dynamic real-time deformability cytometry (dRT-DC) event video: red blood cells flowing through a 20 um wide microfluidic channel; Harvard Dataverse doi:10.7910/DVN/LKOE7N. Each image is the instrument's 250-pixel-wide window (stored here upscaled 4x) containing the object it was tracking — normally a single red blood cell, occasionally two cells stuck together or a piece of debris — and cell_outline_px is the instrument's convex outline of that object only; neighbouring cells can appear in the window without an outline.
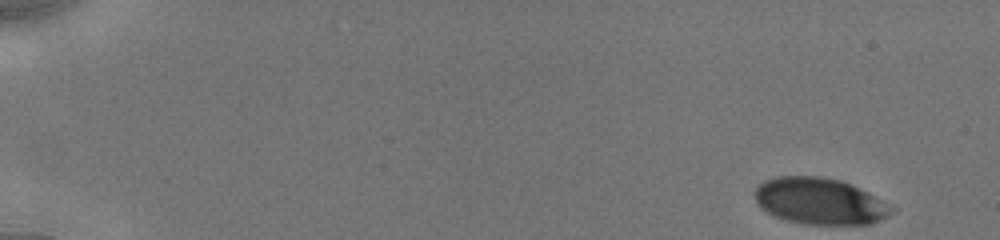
{"species": "human", "species_latin": "Homo sapiens", "temperature_condition": "cold", "stored_images_in_passage": 43, "camera_frame_rate_fps": 3000, "um_per_image_px": 0.085, "donor": {"sex": "male"}, "frame": {"image": 1, "passage_image": 1, "time_ms": 0.0, "image_size_px": [1000, 240], "cell_outline_px": [[896, 208], [892, 212], [872, 224], [804, 224], [788, 220], [776, 216], [768, 212], [756, 200], [756, 188], [764, 180], [776, 176], [820, 176], [840, 180], [852, 184], [868, 192]], "centroid_in_image_um": [69.71, 17.09], "position_along_channel_um": 15.3, "area_um2": 36.7}}
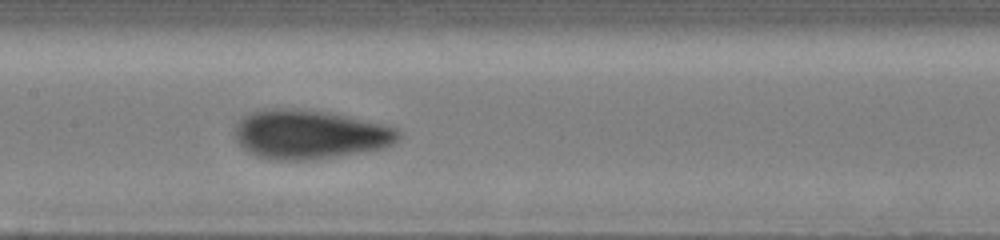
{"frame": {"image": 2, "passage_image": 25, "time_ms": 8.333, "image_size_px": [1000, 240], "cell_outline_px": [[400, 140], [384, 148], [312, 160], [272, 160], [256, 156], [248, 152], [236, 140], [232, 128], [236, 120], [248, 112], [264, 108], [296, 108], [328, 112], [348, 116], [384, 124], [400, 128]], "centroid_in_image_um": [26.27, 11.41], "position_along_channel_um": 181.1, "area_um2": 47.69}}
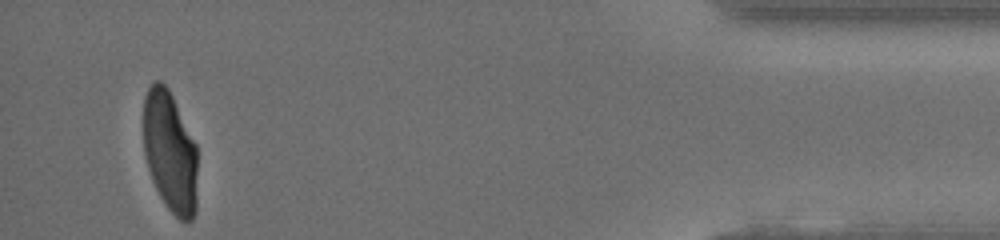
{"frame": {"image": 3, "passage_image": 43, "time_ms": 16.0, "image_size_px": [1000, 240], "cell_outline_px": [[196, 212], [192, 220], [180, 220], [168, 208], [160, 196], [152, 180], [148, 168], [144, 152], [144, 96], [152, 80], [160, 80], [168, 88], [196, 144]], "centroid_in_image_um": [14.44, 12.89], "position_along_channel_um": 420.8, "area_um2": 38.03}, "authors_computed_cell_mechanics": {"area_um2": 42.483, "velocity_mm_per_s": 3.9014, "shape_relaxation_time_tau1_ms": 2.3889, "shape_relaxation_time_tau2_ms": null, "deformation_change_tau1": 0.1278, "deformation_change_tau2": null}}